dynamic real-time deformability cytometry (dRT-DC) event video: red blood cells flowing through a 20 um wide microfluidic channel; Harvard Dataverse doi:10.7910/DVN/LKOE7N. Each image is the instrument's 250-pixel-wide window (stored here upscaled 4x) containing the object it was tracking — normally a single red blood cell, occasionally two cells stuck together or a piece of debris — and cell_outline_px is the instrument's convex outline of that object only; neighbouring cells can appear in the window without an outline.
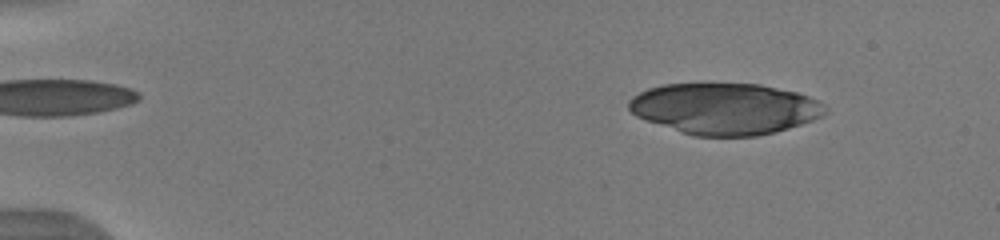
{"species": "human", "species_latin": "Homo sapiens", "temperature_condition": "warm", "stored_images_in_passage": 50, "camera_frame_rate_fps": 3000, "um_per_image_px": 0.085, "donor": {"sex": "male"}, "frame": {"image": 1, "passage_image": 6, "time_ms": 1.667, "image_size_px": [1000, 240], "cell_outline_px": [[828, 112], [812, 120], [776, 132], [756, 136], [692, 136], [680, 132], [636, 116], [628, 108], [628, 100], [632, 96], [648, 88], [660, 84], [708, 80], [760, 84], [796, 92], [808, 96], [824, 104], [828, 108]], "centroid_in_image_um": [61.57, 9.19], "position_along_channel_um": 23.4, "area_um2": 60.11}}